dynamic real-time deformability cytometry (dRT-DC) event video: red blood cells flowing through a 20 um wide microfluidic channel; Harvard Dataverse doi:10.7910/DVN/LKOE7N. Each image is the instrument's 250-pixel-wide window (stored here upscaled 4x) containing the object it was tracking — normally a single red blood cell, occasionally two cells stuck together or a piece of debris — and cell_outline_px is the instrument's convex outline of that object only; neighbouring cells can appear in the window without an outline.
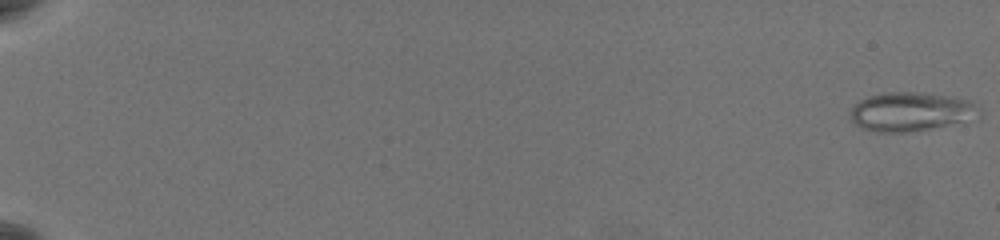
{"species": "common noctule bat (a hibernating species)", "species_latin": "Nyctalus noctula", "temperature_condition": "warm", "stored_images_in_passage": 60, "camera_frame_rate_fps": 3000, "um_per_image_px": 0.085, "animal": {"sex": "female", "body_mass_g": 19.5, "forearm_length_mm": 54.1}, "frame": {"image": 1, "passage_image": 1, "time_ms": 0.0, "image_size_px": [1000, 240], "cell_outline_px": [[980, 108], [960, 120], [928, 128], [908, 132], [876, 132], [864, 128], [856, 124], [852, 120], [852, 108], [860, 100], [872, 96], [888, 92], [912, 92], [948, 96], [972, 100]], "centroid_in_image_um": [77.31, 9.47], "position_along_channel_um": 7.7, "area_um2": 27.74}}
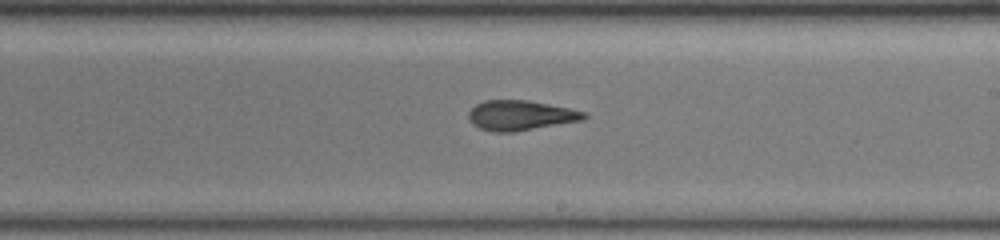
{"frame": {"image": 2, "passage_image": 39, "time_ms": 12.667, "image_size_px": [1000, 240], "cell_outline_px": [[588, 116], [584, 120], [516, 132], [492, 132], [480, 128], [472, 124], [468, 120], [468, 112], [476, 104], [484, 100], [528, 100], [588, 112]], "centroid_in_image_um": [44.25, 9.81], "position_along_channel_um": 244.8, "area_um2": 20.4}}
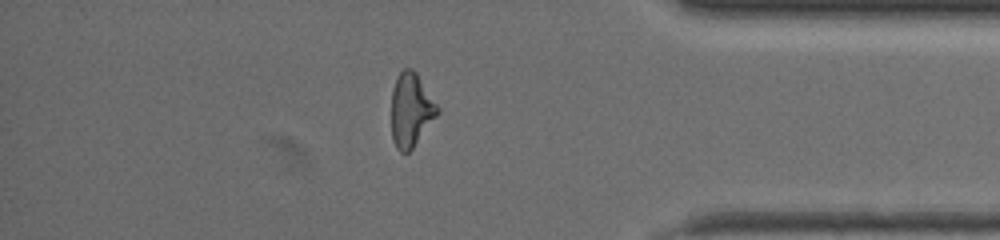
{"frame": {"image": 3, "passage_image": 53, "time_ms": 17.333, "image_size_px": [1000, 240], "cell_outline_px": [[440, 112], [412, 148], [408, 152], [400, 152], [396, 148], [392, 140], [392, 88], [400, 72], [404, 68], [412, 68], [416, 72], [440, 108]], "centroid_in_image_um": [34.94, 9.34], "position_along_channel_um": 400.3, "area_um2": 19.71}, "authors_computed_cell_mechanics": {"area_um2": 21.2126, "velocity_mm_per_s": 3.7215, "shape_relaxation_time_tau1_ms": null, "shape_relaxation_time_tau2_ms": 2.0364, "deformation_change_tau1": null, "deformation_change_tau2": 0.1078}}